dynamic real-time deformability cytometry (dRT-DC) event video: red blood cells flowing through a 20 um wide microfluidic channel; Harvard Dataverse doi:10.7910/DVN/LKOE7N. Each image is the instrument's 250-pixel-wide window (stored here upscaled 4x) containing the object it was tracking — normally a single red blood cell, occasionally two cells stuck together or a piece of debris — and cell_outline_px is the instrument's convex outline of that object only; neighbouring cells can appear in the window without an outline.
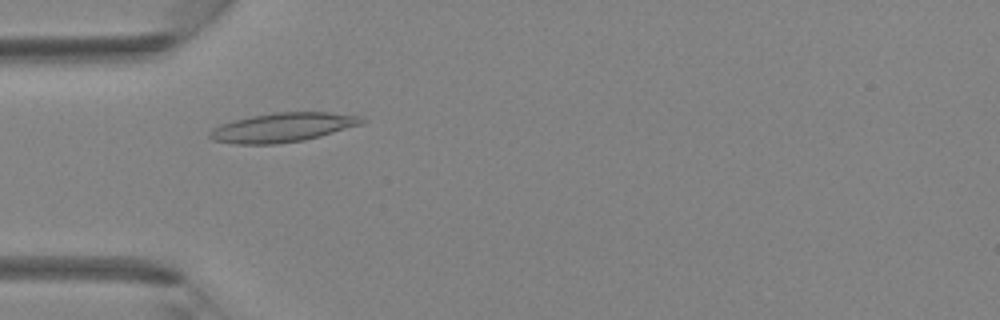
{"species": "Egyptian fruit bat (a non-hibernating species)", "species_latin": "Rousettus aegyptiacus", "temperature_condition": "room temperature", "stored_images_in_passage": 33, "camera_frame_rate_fps": 3000, "um_per_image_px": 0.085, "animal": {"sex": "female"}, "frame": {"image": 1, "passage_image": 4, "time_ms": 1.0, "image_size_px": [1000, 320], "cell_outline_px": [[368, 120], [360, 124], [320, 136], [304, 140], [276, 144], [236, 144], [212, 140], [208, 136], [208, 132], [212, 128], [220, 124], [232, 120], [252, 116], [276, 112], [328, 112], [360, 116]], "centroid_in_image_um": [23.98, 10.83], "position_along_channel_um": 61.0, "area_um2": 25.84}}
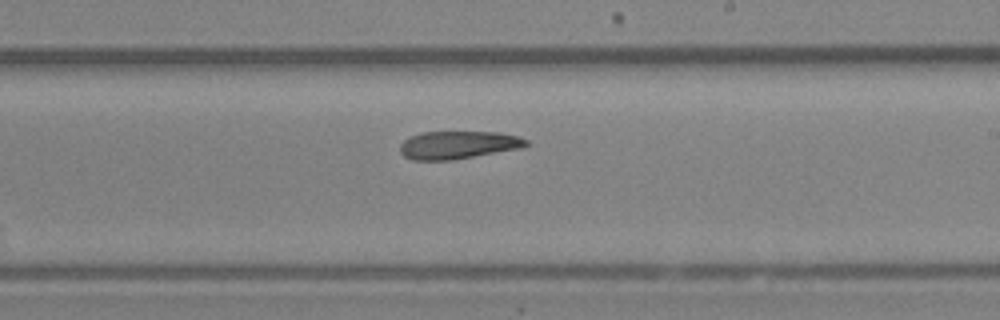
{"frame": {"image": 2, "passage_image": 16, "time_ms": 5.0, "image_size_px": [1000, 320], "cell_outline_px": [[528, 144], [524, 148], [452, 160], [412, 160], [404, 156], [400, 152], [400, 144], [404, 140], [420, 132], [496, 132], [520, 136], [528, 140]], "centroid_in_image_um": [38.97, 12.32], "position_along_channel_um": 250.0, "area_um2": 20.63}}
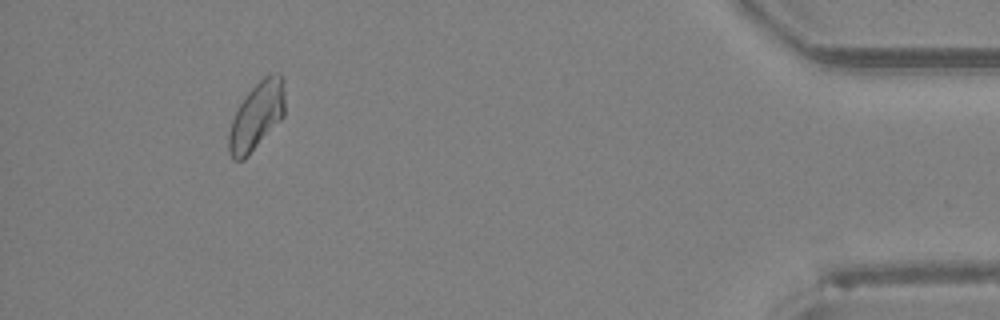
{"frame": {"image": 3, "passage_image": 30, "time_ms": 9.667, "image_size_px": [1000, 320], "cell_outline_px": [[284, 116], [248, 156], [244, 160], [232, 160], [228, 152], [228, 136], [232, 120], [240, 104], [248, 92], [268, 72], [280, 72], [284, 76]], "centroid_in_image_um": [21.83, 9.83], "position_along_channel_um": 413.4, "area_um2": 22.25}}